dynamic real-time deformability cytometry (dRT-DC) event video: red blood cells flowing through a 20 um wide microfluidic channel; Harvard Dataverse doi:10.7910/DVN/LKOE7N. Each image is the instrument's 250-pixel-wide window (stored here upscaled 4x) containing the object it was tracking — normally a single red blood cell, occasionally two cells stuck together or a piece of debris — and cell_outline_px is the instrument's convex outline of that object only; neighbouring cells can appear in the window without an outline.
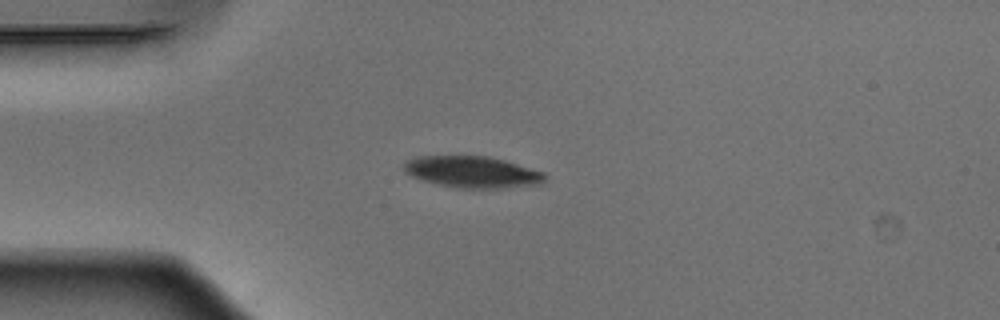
{"species": "Egyptian fruit bat (a non-hibernating species)", "species_latin": "Rousettus aegyptiacus", "temperature_condition": "warm", "stored_images_in_passage": 39, "camera_frame_rate_fps": 3000, "um_per_image_px": 0.085, "animal": {"sex": "male"}, "frame": {"image": 1, "passage_image": 1, "time_ms": 0.0, "image_size_px": [1000, 320], "cell_outline_px": [[548, 176], [540, 184], [504, 188], [456, 188], [424, 180], [412, 176], [404, 172], [404, 164], [408, 160], [416, 156], [488, 156], [504, 160], [544, 172]], "centroid_in_image_um": [40.17, 14.62], "position_along_channel_um": 44.8, "area_um2": 25.78}}
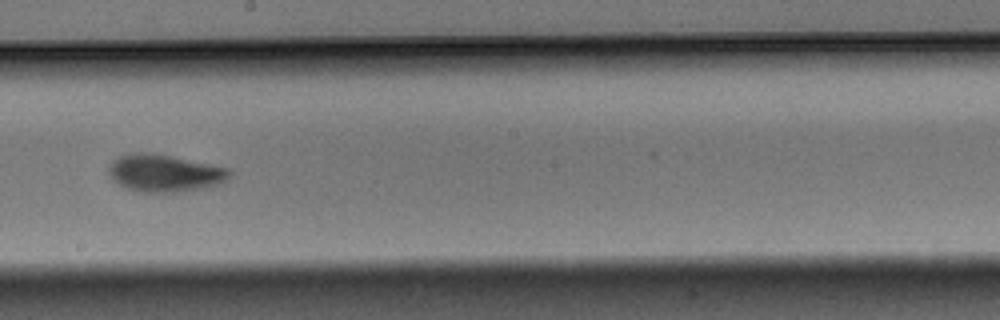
{"frame": {"image": 2, "passage_image": 17, "time_ms": 5.333, "image_size_px": [1000, 320], "cell_outline_px": [[232, 172], [220, 184], [204, 188], [180, 192], [140, 192], [124, 188], [112, 180], [108, 176], [108, 164], [112, 160], [128, 152], [156, 152], [212, 164], [228, 168]], "centroid_in_image_um": [13.93, 14.7], "position_along_channel_um": 234.3, "area_um2": 26.93}}
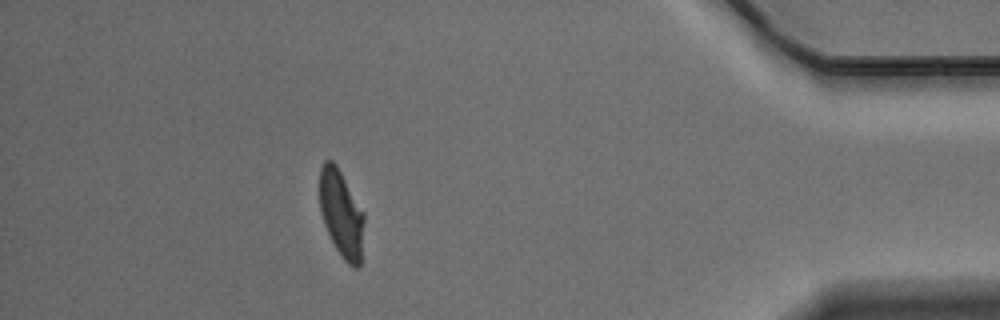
{"frame": {"image": 3, "passage_image": 34, "time_ms": 11.0, "image_size_px": [1000, 320], "cell_outline_px": [[364, 220], [360, 264], [356, 268], [352, 268], [344, 260], [336, 248], [324, 224], [320, 212], [320, 168], [324, 160], [332, 160], [336, 164], [364, 212]], "centroid_in_image_um": [29.01, 18.15], "position_along_channel_um": 406.2, "area_um2": 22.43}, "authors_computed_cell_mechanics": {"area_um2": 24.9118, "velocity_mm_per_s": 3.889, "shape_relaxation_time_tau1_ms": 3.2561, "shape_relaxation_time_tau2_ms": 5.9278, "deformation_change_tau1": 0.1709, "deformation_change_tau2": 0.1113}}